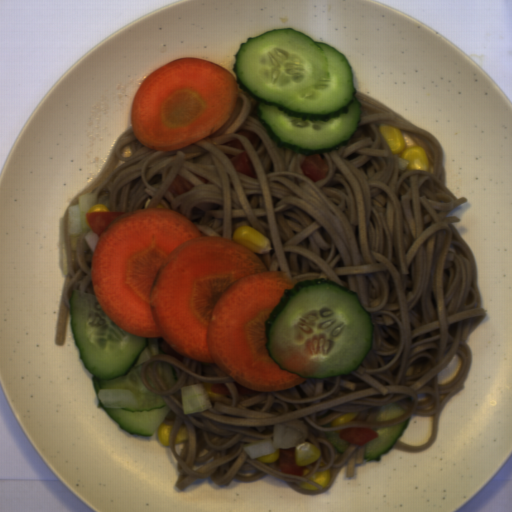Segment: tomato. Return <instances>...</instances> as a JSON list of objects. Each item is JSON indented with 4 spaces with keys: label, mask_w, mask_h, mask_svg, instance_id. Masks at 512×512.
<instances>
[{
    "label": "tomato",
    "mask_w": 512,
    "mask_h": 512,
    "mask_svg": "<svg viewBox=\"0 0 512 512\" xmlns=\"http://www.w3.org/2000/svg\"><path fill=\"white\" fill-rule=\"evenodd\" d=\"M299 164L302 167L303 174L309 176L314 182L326 177L329 171V165L320 153L305 155Z\"/></svg>",
    "instance_id": "obj_1"
},
{
    "label": "tomato",
    "mask_w": 512,
    "mask_h": 512,
    "mask_svg": "<svg viewBox=\"0 0 512 512\" xmlns=\"http://www.w3.org/2000/svg\"><path fill=\"white\" fill-rule=\"evenodd\" d=\"M337 433L341 440L355 446H365L368 442L380 438L375 430L365 427H347Z\"/></svg>",
    "instance_id": "obj_2"
},
{
    "label": "tomato",
    "mask_w": 512,
    "mask_h": 512,
    "mask_svg": "<svg viewBox=\"0 0 512 512\" xmlns=\"http://www.w3.org/2000/svg\"><path fill=\"white\" fill-rule=\"evenodd\" d=\"M126 212H87L85 214L90 229L100 238L106 227Z\"/></svg>",
    "instance_id": "obj_3"
},
{
    "label": "tomato",
    "mask_w": 512,
    "mask_h": 512,
    "mask_svg": "<svg viewBox=\"0 0 512 512\" xmlns=\"http://www.w3.org/2000/svg\"><path fill=\"white\" fill-rule=\"evenodd\" d=\"M295 446L291 449H279V458L277 460L281 473L288 475H301L305 466H298L295 462Z\"/></svg>",
    "instance_id": "obj_4"
},
{
    "label": "tomato",
    "mask_w": 512,
    "mask_h": 512,
    "mask_svg": "<svg viewBox=\"0 0 512 512\" xmlns=\"http://www.w3.org/2000/svg\"><path fill=\"white\" fill-rule=\"evenodd\" d=\"M229 159L237 173L258 177L245 151Z\"/></svg>",
    "instance_id": "obj_5"
},
{
    "label": "tomato",
    "mask_w": 512,
    "mask_h": 512,
    "mask_svg": "<svg viewBox=\"0 0 512 512\" xmlns=\"http://www.w3.org/2000/svg\"><path fill=\"white\" fill-rule=\"evenodd\" d=\"M194 186L195 184L191 183L188 179L178 173L170 185L167 193H169L174 198L179 197L183 193L192 190Z\"/></svg>",
    "instance_id": "obj_6"
}]
</instances>
